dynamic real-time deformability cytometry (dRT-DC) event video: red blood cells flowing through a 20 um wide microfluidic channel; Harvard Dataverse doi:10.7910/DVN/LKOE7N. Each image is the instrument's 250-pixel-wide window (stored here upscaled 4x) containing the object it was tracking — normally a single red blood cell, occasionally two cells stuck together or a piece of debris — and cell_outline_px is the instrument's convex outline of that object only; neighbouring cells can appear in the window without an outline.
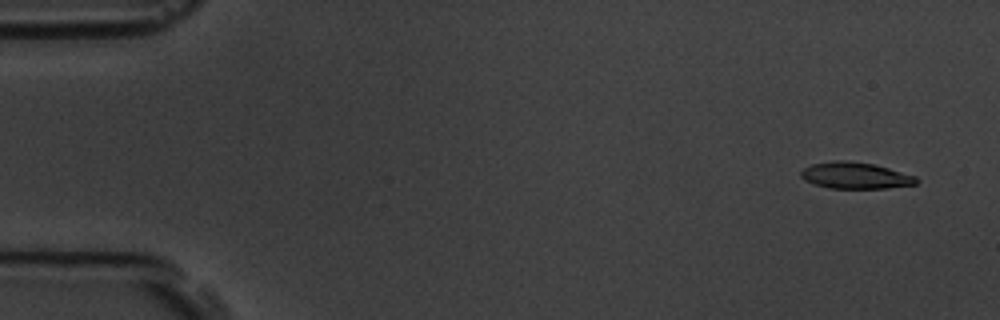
{"species": "common noctule bat (a hibernating species)", "species_latin": "Nyctalus noctula", "temperature_condition": "room temperature", "stored_images_in_passage": 8, "camera_frame_rate_fps": 3000, "um_per_image_px": 0.085, "animal": {"sex": "male", "body_mass_g": 19.5, "forearm_length_mm": 54.6}, "frame": {"image": 1, "passage_image": 1, "time_ms": 0.0, "image_size_px": [1000, 320], "cell_outline_px": [[920, 180], [916, 184], [888, 188], [828, 188], [812, 184], [804, 180], [800, 176], [800, 172], [804, 168], [812, 164], [836, 160], [848, 160], [876, 164], [916, 176]], "centroid_in_image_um": [72.71, 14.91], "position_along_channel_um": 12.3, "area_um2": 18.03}}
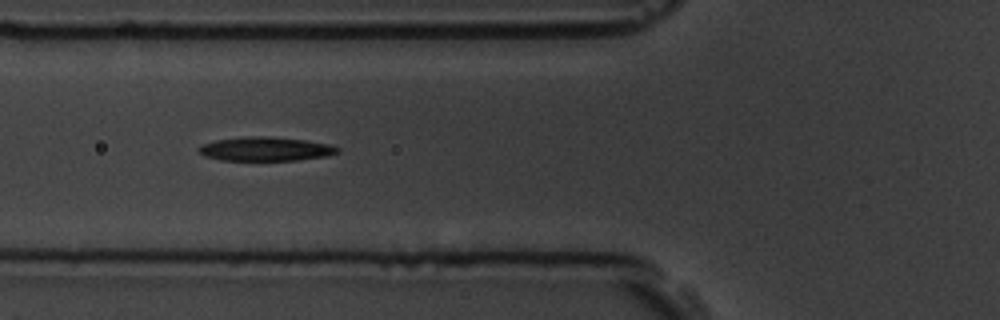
{"frame": {"image": 2, "passage_image": 6, "time_ms": 5.667, "image_size_px": [1000, 320], "cell_outline_px": [[340, 152], [328, 156], [296, 160], [220, 160], [204, 156], [196, 148], [200, 144], [216, 140], [244, 136], [264, 136], [304, 140], [328, 144], [340, 148]], "centroid_in_image_um": [22.54, 12.66], "position_along_channel_um": 103.3, "area_um2": 19.42}}
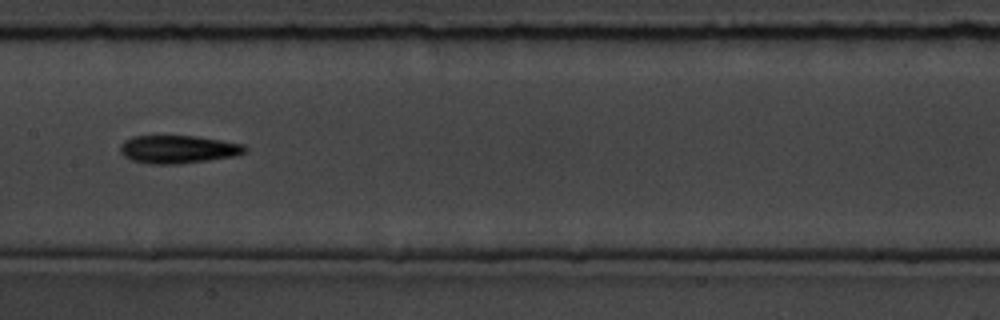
{"frame": {"image": 3, "passage_image": 8, "time_ms": 8.0, "image_size_px": [1000, 320], "cell_outline_px": [[248, 148], [244, 152], [236, 156], [180, 164], [148, 164], [132, 160], [124, 156], [120, 152], [120, 144], [124, 140], [132, 136], [196, 136], [244, 144]], "centroid_in_image_um": [15.12, 12.69], "position_along_channel_um": 192.3, "area_um2": 20.46}}